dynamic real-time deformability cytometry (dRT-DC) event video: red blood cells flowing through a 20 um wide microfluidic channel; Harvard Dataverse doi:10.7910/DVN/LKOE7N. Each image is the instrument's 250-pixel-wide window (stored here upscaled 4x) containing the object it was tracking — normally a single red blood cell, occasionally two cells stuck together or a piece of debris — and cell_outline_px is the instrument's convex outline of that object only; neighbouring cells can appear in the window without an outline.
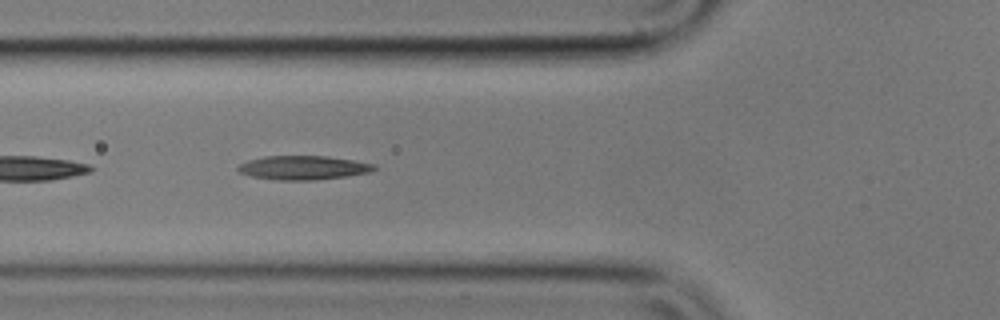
{"species": "common noctule bat (a hibernating species)", "species_latin": "Nyctalus noctula", "temperature_condition": "cold", "stored_images_in_passage": 26, "camera_frame_rate_fps": 3000, "um_per_image_px": 0.085, "animal": {"sex": "male", "body_mass_g": 17.9}, "frame": {"image": 1, "passage_image": 5, "time_ms": 1.333, "image_size_px": [1000, 320], "cell_outline_px": [[376, 168], [368, 172], [348, 176], [316, 180], [276, 180], [252, 176], [240, 172], [236, 168], [240, 164], [248, 160], [264, 156], [328, 156], [376, 164]], "centroid_in_image_um": [25.77, 14.25], "position_along_channel_um": 100.0, "area_um2": 18.96}}
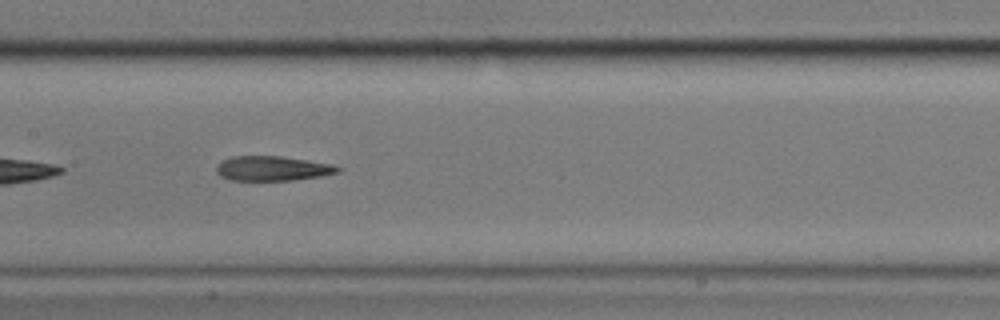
{"frame": {"image": 2, "passage_image": 12, "time_ms": 3.667, "image_size_px": [1000, 320], "cell_outline_px": [[340, 172], [320, 176], [292, 180], [232, 180], [220, 176], [216, 172], [216, 168], [224, 160], [232, 156], [280, 156], [332, 164], [340, 168]], "centroid_in_image_um": [23.16, 14.32], "position_along_channel_um": 184.2, "area_um2": 17.22}}